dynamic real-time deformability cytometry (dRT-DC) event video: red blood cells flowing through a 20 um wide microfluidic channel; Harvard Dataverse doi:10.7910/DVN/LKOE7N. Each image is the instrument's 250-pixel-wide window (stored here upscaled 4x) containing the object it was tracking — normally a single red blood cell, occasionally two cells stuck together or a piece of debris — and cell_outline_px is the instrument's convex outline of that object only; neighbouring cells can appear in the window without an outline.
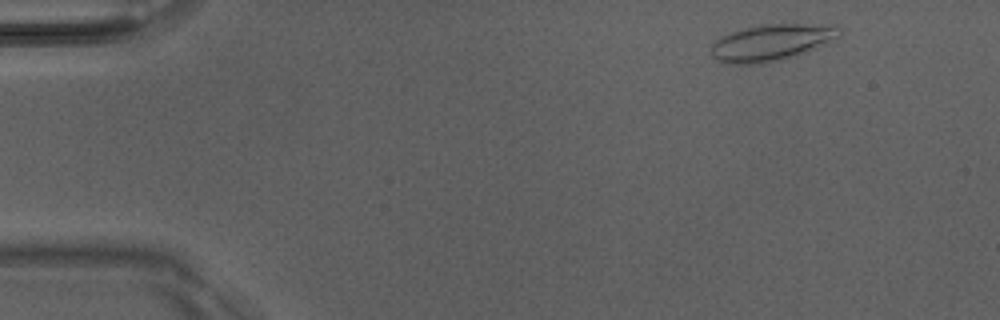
{"species": "Egyptian fruit bat (a non-hibernating species)", "species_latin": "Rousettus aegyptiacus", "temperature_condition": "room temperature", "stored_images_in_passage": 46, "camera_frame_rate_fps": 3000, "um_per_image_px": 0.085, "animal": {"sex": "male"}, "frame": {"image": 1, "passage_image": 1, "time_ms": 0.0, "image_size_px": [1000, 320], "cell_outline_px": [[844, 32], [840, 36], [816, 48], [796, 56], [780, 60], [752, 64], [728, 64], [716, 60], [712, 56], [712, 44], [720, 36], [732, 32], [764, 24], [836, 24]], "centroid_in_image_um": [65.62, 3.61], "position_along_channel_um": 19.4, "area_um2": 27.34}}
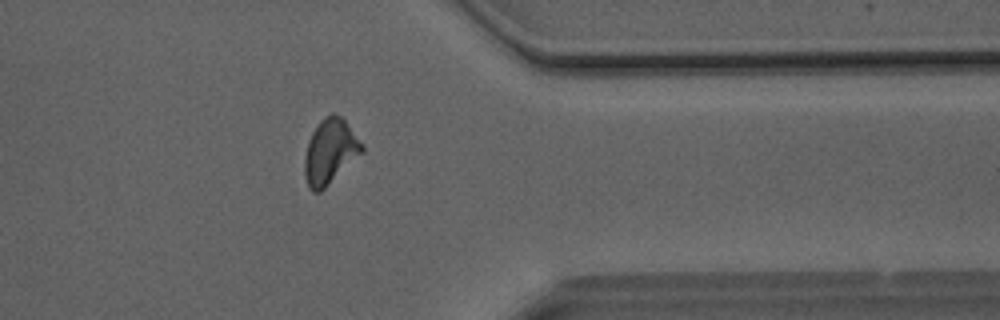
{"frame": {"image": 2, "passage_image": 36, "time_ms": 11.667, "image_size_px": [1000, 320], "cell_outline_px": [[364, 152], [320, 192], [312, 192], [308, 188], [304, 176], [304, 156], [308, 140], [312, 132], [320, 120], [324, 116], [332, 112], [340, 116], [344, 120], [364, 144]], "centroid_in_image_um": [28.04, 12.89], "position_along_channel_um": 383.4, "area_um2": 21.96}}
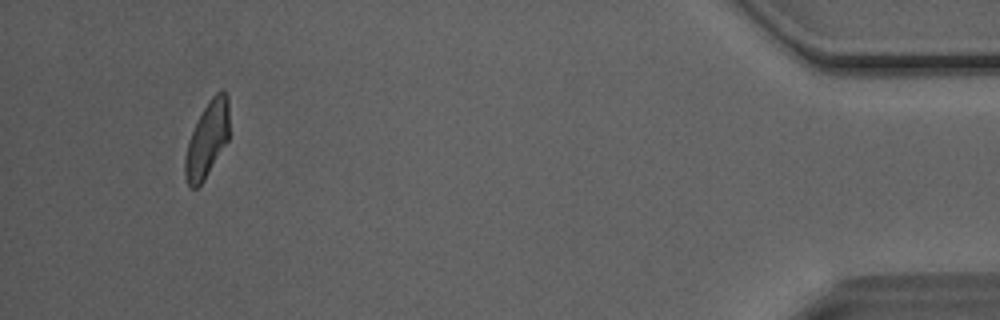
{"frame": {"image": 3, "passage_image": 43, "time_ms": 14.0, "image_size_px": [1000, 320], "cell_outline_px": [[228, 140], [204, 180], [196, 188], [188, 188], [184, 176], [184, 156], [188, 140], [208, 100], [220, 88], [224, 88], [228, 96]], "centroid_in_image_um": [17.59, 11.86], "position_along_channel_um": 417.6, "area_um2": 19.54}, "authors_computed_cell_mechanics": {"area_um2": 21.2415, "velocity_mm_per_s": 4.0708, "shape_relaxation_time_tau1_ms": 5.2308, "shape_relaxation_time_tau2_ms": 2.0535, "deformation_change_tau1": 0.1935, "deformation_change_tau2": 0.0946}}